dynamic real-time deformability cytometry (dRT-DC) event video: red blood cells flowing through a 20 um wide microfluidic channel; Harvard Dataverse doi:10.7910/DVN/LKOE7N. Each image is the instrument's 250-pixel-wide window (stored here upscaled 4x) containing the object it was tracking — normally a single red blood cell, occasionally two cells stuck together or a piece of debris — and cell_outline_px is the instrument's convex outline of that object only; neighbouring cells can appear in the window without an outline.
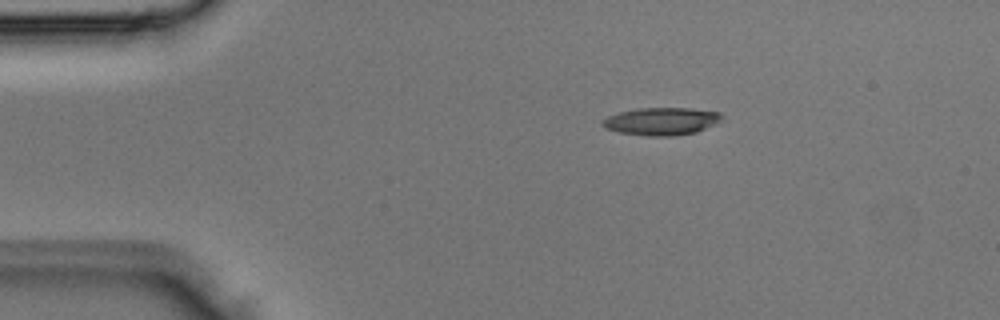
{"species": "Egyptian fruit bat (a non-hibernating species)", "species_latin": "Rousettus aegyptiacus", "temperature_condition": "room temperature", "stored_images_in_passage": 2, "camera_frame_rate_fps": 3000, "um_per_image_px": 0.085, "animal": {"sex": "male"}, "frame": {"image": 1, "passage_image": 1, "time_ms": 0.0, "image_size_px": [1000, 320], "cell_outline_px": [[724, 120], [716, 124], [696, 132], [676, 136], [648, 136], [620, 132], [604, 128], [600, 124], [600, 120], [608, 116], [620, 112], [636, 108], [692, 108], [720, 112], [724, 116]], "centroid_in_image_um": [56.25, 10.3], "position_along_channel_um": 28.7, "area_um2": 19.54}}